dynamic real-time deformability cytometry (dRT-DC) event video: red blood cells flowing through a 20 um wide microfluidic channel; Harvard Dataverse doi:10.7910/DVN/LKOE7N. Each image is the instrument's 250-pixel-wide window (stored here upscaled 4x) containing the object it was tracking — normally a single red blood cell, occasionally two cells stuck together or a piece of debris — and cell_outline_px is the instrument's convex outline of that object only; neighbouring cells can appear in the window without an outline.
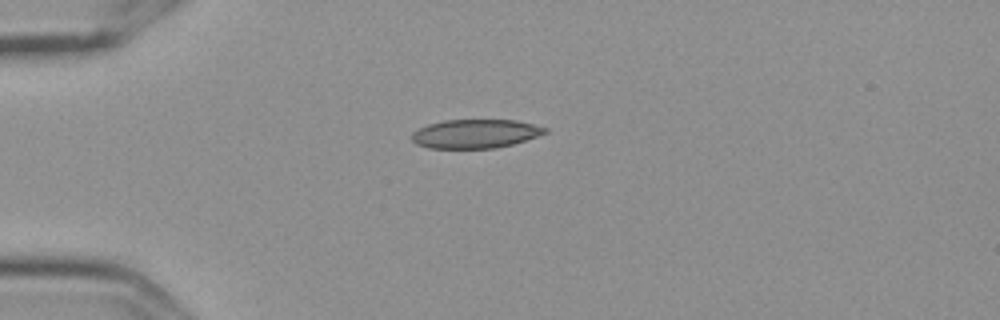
{"species": "Egyptian fruit bat (a non-hibernating species)", "species_latin": "Rousettus aegyptiacus", "temperature_condition": "cold", "stored_images_in_passage": 43, "camera_frame_rate_fps": 3000, "um_per_image_px": 0.085, "frame": {"image": 1, "passage_image": 1, "time_ms": 0.0, "image_size_px": [1000, 320], "cell_outline_px": [[548, 132], [512, 144], [492, 148], [428, 148], [416, 144], [412, 140], [412, 132], [428, 124], [444, 120], [516, 120], [548, 128]], "centroid_in_image_um": [40.38, 11.36], "position_along_channel_um": 44.6, "area_um2": 22.2}}
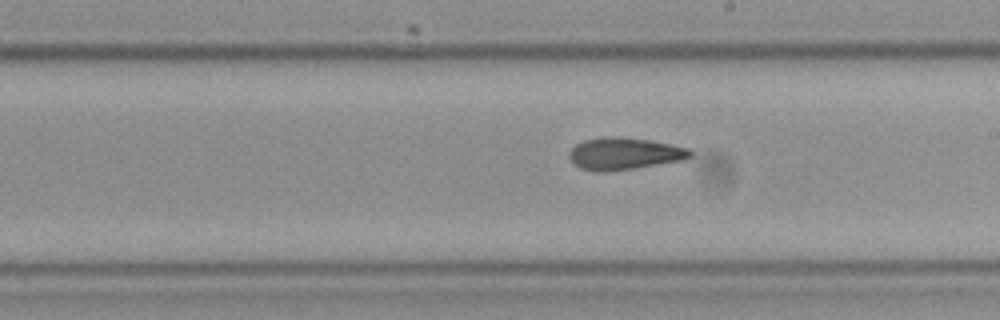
{"frame": {"image": 2, "passage_image": 19, "time_ms": 6.0, "image_size_px": [1000, 320], "cell_outline_px": [[692, 156], [680, 160], [632, 168], [604, 172], [596, 172], [580, 168], [568, 156], [568, 152], [576, 144], [584, 140], [608, 136], [620, 136], [652, 140], [688, 148], [692, 152]], "centroid_in_image_um": [53.03, 13.04], "position_along_channel_um": 236.0, "area_um2": 22.43}}
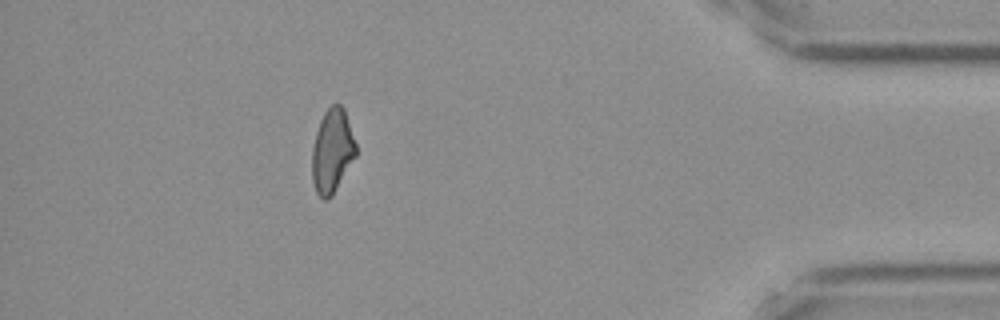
{"frame": {"image": 3, "passage_image": 37, "time_ms": 12.0, "image_size_px": [1000, 320], "cell_outline_px": [[356, 156], [332, 196], [328, 200], [324, 200], [316, 192], [312, 180], [312, 148], [316, 132], [320, 120], [324, 112], [332, 104], [340, 104], [344, 108], [356, 144]], "centroid_in_image_um": [28.23, 12.84], "position_along_channel_um": 407.0, "area_um2": 21.44}, "authors_computed_cell_mechanics": {"area_um2": 22.1952, "velocity_mm_per_s": 3.595, "shape_relaxation_time_tau1_ms": null, "shape_relaxation_time_tau2_ms": 4.2574, "deformation_change_tau1": null, "deformation_change_tau2": 0.1197}}